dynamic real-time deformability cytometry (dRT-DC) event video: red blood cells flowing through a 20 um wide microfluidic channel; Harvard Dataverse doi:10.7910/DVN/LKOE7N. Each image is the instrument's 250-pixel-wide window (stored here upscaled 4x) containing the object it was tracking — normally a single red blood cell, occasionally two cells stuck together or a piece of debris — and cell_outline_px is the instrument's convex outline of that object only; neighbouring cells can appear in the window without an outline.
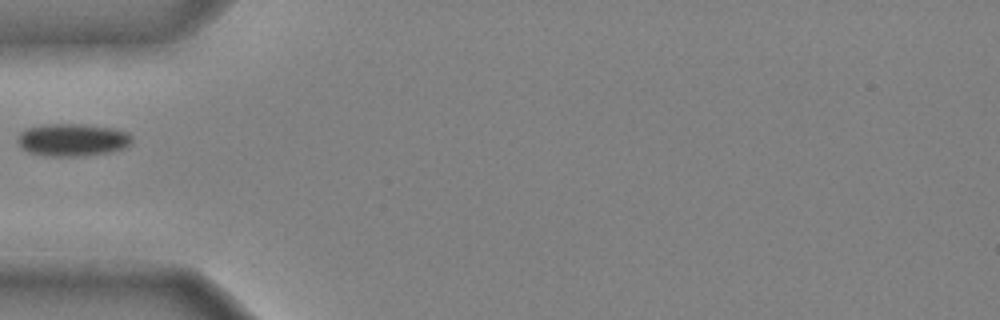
{"species": "common noctule bat (a hibernating species)", "species_latin": "Nyctalus noctula", "temperature_condition": "cold", "stored_images_in_passage": 29, "camera_frame_rate_fps": 3000, "um_per_image_px": 0.085, "animal": {"sex": "male", "body_mass_g": 20.4}, "frame": {"image": 1, "passage_image": 1, "time_ms": 0.0, "image_size_px": [1000, 320], "cell_outline_px": [[132, 140], [124, 148], [112, 152], [84, 156], [44, 156], [28, 152], [20, 148], [16, 140], [20, 132], [28, 128], [48, 124], [80, 124], [112, 128], [128, 132], [132, 136]], "centroid_in_image_um": [6.14, 11.9], "position_along_channel_um": 78.9, "area_um2": 21.85}}
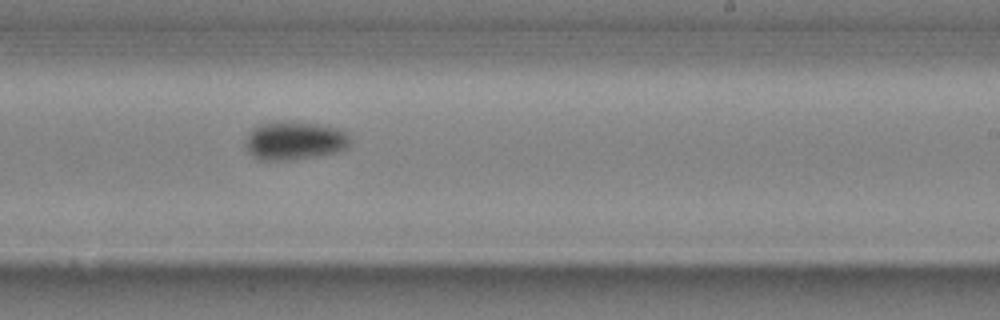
{"frame": {"image": 2, "passage_image": 15, "time_ms": 4.667, "image_size_px": [1000, 320], "cell_outline_px": [[348, 148], [336, 152], [316, 156], [292, 160], [260, 160], [252, 156], [248, 152], [244, 144], [244, 140], [248, 132], [252, 128], [260, 124], [280, 120], [284, 120], [320, 124], [340, 128], [348, 136]], "centroid_in_image_um": [24.97, 11.94], "position_along_channel_um": 264.0, "area_um2": 23.87}}
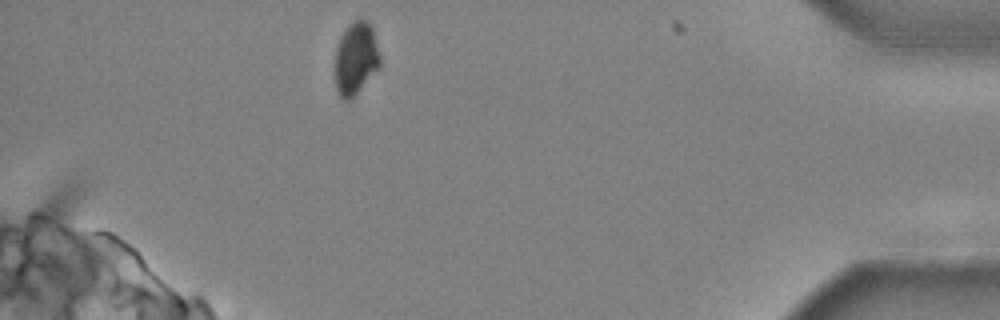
{"frame": {"image": 3, "passage_image": 29, "time_ms": 9.333, "image_size_px": [1000, 320], "cell_outline_px": [[380, 68], [348, 100], [344, 100], [340, 96], [336, 88], [336, 48], [340, 36], [348, 24], [356, 20], [368, 20], [372, 28], [380, 56]], "centroid_in_image_um": [30.25, 4.93], "position_along_channel_um": 404.9, "area_um2": 18.73}}